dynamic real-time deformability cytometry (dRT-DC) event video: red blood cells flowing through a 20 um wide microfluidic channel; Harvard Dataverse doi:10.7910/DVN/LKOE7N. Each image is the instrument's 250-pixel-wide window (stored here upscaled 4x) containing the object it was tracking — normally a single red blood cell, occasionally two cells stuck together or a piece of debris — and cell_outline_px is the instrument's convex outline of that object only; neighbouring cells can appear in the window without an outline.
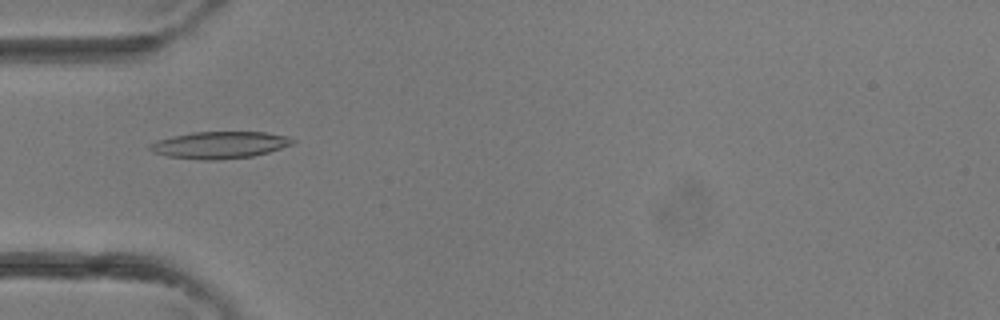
{"species": "common noctule bat (a hibernating species)", "species_latin": "Nyctalus noctula", "temperature_condition": "room temperature", "stored_images_in_passage": 4, "camera_frame_rate_fps": 3000, "um_per_image_px": 0.085, "animal": {"sex": "female"}, "frame": {"image": 1, "passage_image": 4, "time_ms": 1.0, "image_size_px": [1000, 320], "cell_outline_px": [[296, 140], [292, 144], [268, 152], [252, 156], [216, 160], [204, 160], [164, 156], [152, 152], [148, 148], [148, 144], [156, 140], [172, 136], [192, 132], [264, 132], [288, 136]], "centroid_in_image_um": [18.61, 12.32], "position_along_channel_um": 66.4, "area_um2": 22.48}}